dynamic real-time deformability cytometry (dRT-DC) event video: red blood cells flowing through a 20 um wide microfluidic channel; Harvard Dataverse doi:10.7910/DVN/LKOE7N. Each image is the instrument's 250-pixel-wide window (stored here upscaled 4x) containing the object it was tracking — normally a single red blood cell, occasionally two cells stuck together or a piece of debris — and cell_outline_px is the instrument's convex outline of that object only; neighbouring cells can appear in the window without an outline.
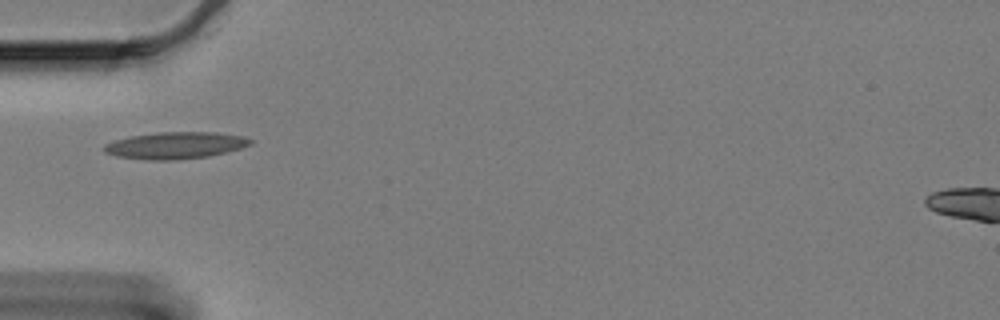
{"species": "Egyptian fruit bat (a non-hibernating species)", "species_latin": "Rousettus aegyptiacus", "temperature_condition": "cold", "stored_images_in_passage": 19, "camera_frame_rate_fps": 3000, "um_per_image_px": 0.085, "animal": {"sex": "female"}, "frame": {"image": 1, "passage_image": 1, "time_ms": 0.0, "image_size_px": [1000, 320], "cell_outline_px": [[252, 144], [240, 148], [208, 156], [176, 160], [148, 160], [116, 156], [104, 152], [104, 144], [116, 140], [132, 136], [156, 132], [216, 132], [244, 136], [252, 140]], "centroid_in_image_um": [14.91, 12.35], "position_along_channel_um": 70.1, "area_um2": 22.77}}
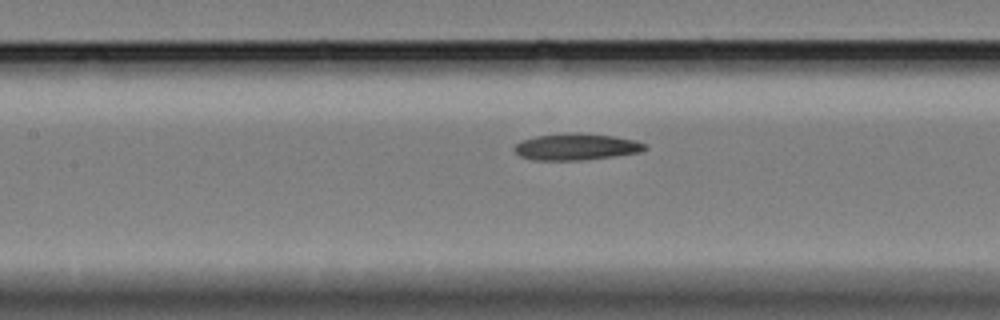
{"frame": {"image": 2, "passage_image": 9, "time_ms": 2.667, "image_size_px": [1000, 320], "cell_outline_px": [[648, 148], [640, 152], [584, 160], [532, 160], [520, 156], [512, 148], [520, 140], [536, 136], [568, 132], [580, 132], [612, 136], [636, 140], [648, 144]], "centroid_in_image_um": [48.97, 12.47], "position_along_channel_um": 158.4, "area_um2": 20.46}}
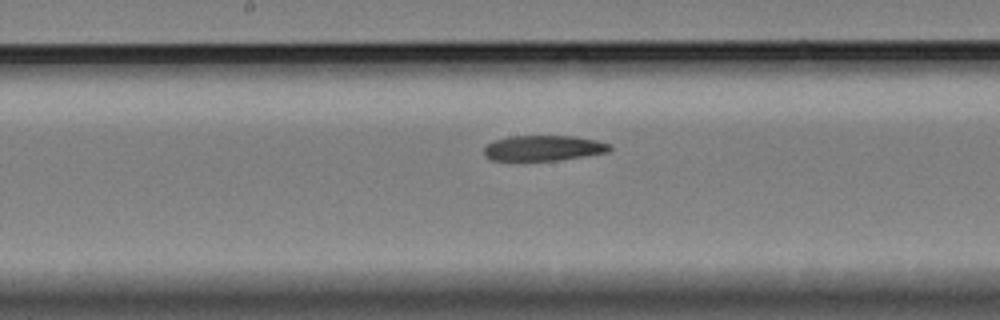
{"frame": {"image": 3, "passage_image": 13, "time_ms": 4.0, "image_size_px": [1000, 320], "cell_outline_px": [[612, 148], [608, 152], [560, 160], [488, 160], [484, 156], [484, 148], [488, 144], [496, 140], [508, 136], [576, 136], [596, 140], [612, 144]], "centroid_in_image_um": [46.21, 12.58], "position_along_channel_um": 202.0, "area_um2": 18.67}}